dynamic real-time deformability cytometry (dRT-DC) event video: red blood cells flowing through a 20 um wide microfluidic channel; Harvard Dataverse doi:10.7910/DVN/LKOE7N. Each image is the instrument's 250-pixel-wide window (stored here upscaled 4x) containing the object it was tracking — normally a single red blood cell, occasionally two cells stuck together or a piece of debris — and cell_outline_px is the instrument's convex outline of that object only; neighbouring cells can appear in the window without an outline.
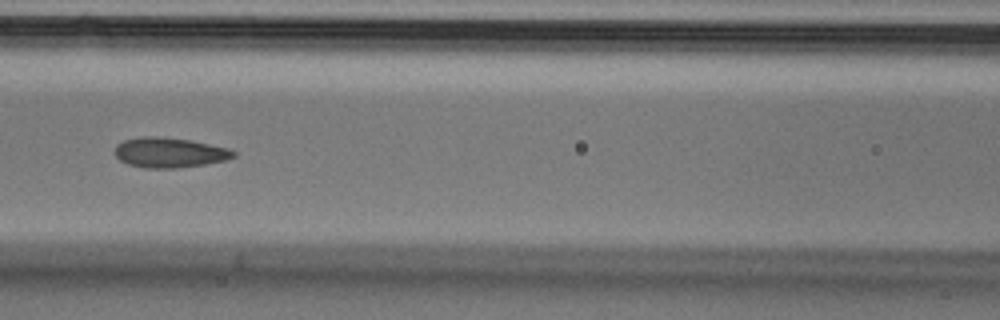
{"species": "Egyptian fruit bat (a non-hibernating species)", "species_latin": "Rousettus aegyptiacus", "temperature_condition": "cold", "stored_images_in_passage": 8, "camera_frame_rate_fps": 3000, "um_per_image_px": 0.085, "animal": {"sex": "male"}, "frame": {"image": 1, "passage_image": 6, "time_ms": 1.667, "image_size_px": [1000, 320], "cell_outline_px": [[236, 156], [228, 160], [204, 164], [176, 168], [144, 168], [128, 164], [120, 160], [116, 156], [116, 144], [124, 140], [140, 136], [156, 136], [192, 140], [228, 148], [236, 152]], "centroid_in_image_um": [14.42, 12.96], "position_along_channel_um": 152.2, "area_um2": 20.87}}
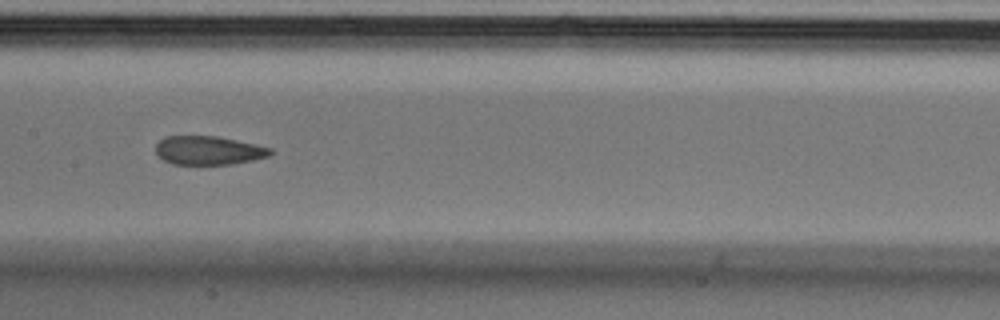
{"frame": {"image": 2, "passage_image": 7, "time_ms": 2.0, "image_size_px": [1000, 320], "cell_outline_px": [[272, 152], [268, 156], [252, 160], [228, 164], [172, 164], [164, 160], [156, 152], [156, 144], [164, 136], [216, 136], [256, 144], [272, 148]], "centroid_in_image_um": [17.71, 12.77], "position_along_channel_um": 189.7, "area_um2": 19.02}}
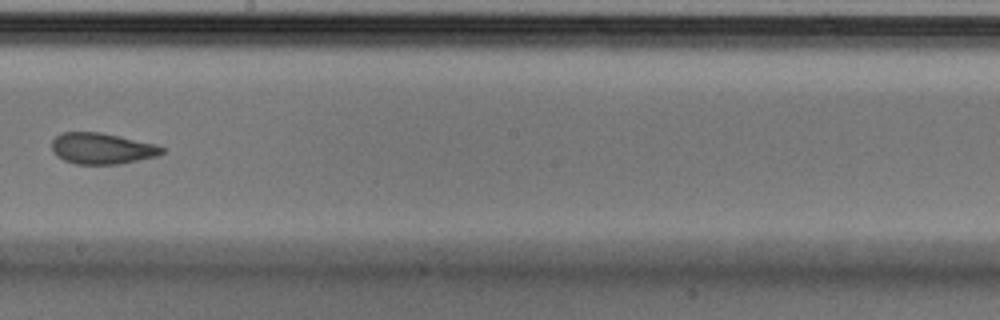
{"frame": {"image": 3, "passage_image": 8, "time_ms": 2.333, "image_size_px": [1000, 320], "cell_outline_px": [[164, 152], [156, 156], [120, 164], [76, 164], [64, 160], [56, 156], [52, 152], [52, 140], [60, 132], [100, 132], [156, 144], [164, 148]], "centroid_in_image_um": [8.63, 12.62], "position_along_channel_um": 239.6, "area_um2": 20.0}}